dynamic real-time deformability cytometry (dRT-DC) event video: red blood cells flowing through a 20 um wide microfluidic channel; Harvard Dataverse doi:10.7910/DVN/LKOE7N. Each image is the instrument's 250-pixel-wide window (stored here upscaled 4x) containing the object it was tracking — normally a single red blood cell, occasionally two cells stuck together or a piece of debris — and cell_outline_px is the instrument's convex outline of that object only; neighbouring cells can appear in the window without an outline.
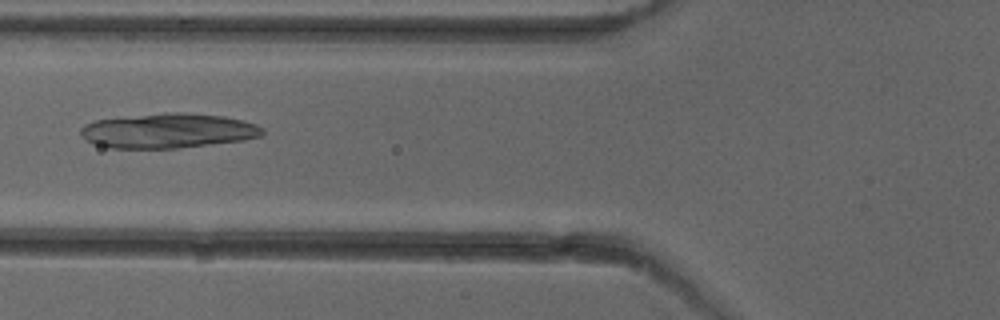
{"species": "common noctule bat (a hibernating species)", "species_latin": "Nyctalus noctula", "temperature_condition": "cold", "stored_images_in_passage": 6, "camera_frame_rate_fps": 3000, "um_per_image_px": 0.085, "animal": {"sex": "female"}, "frame": {"image": 1, "passage_image": 5, "time_ms": 5.667, "image_size_px": [1000, 320], "cell_outline_px": [[264, 132], [260, 136], [244, 140], [180, 148], [108, 148], [92, 144], [84, 140], [80, 136], [80, 128], [84, 124], [96, 120], [168, 112], [184, 112], [224, 116], [244, 120], [256, 124], [264, 128]], "centroid_in_image_um": [14.27, 11.12], "position_along_channel_um": 111.5, "area_um2": 37.11}}
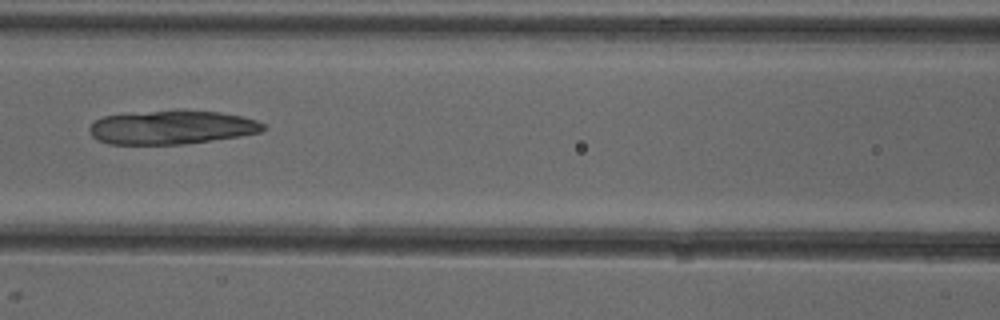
{"frame": {"image": 2, "passage_image": 6, "time_ms": 6.667, "image_size_px": [1000, 320], "cell_outline_px": [[268, 128], [260, 132], [240, 136], [184, 144], [108, 144], [96, 140], [88, 132], [88, 128], [96, 120], [104, 116], [152, 112], [220, 112], [240, 116], [256, 120], [264, 124]], "centroid_in_image_um": [14.59, 10.86], "position_along_channel_um": 152.0, "area_um2": 33.41}}